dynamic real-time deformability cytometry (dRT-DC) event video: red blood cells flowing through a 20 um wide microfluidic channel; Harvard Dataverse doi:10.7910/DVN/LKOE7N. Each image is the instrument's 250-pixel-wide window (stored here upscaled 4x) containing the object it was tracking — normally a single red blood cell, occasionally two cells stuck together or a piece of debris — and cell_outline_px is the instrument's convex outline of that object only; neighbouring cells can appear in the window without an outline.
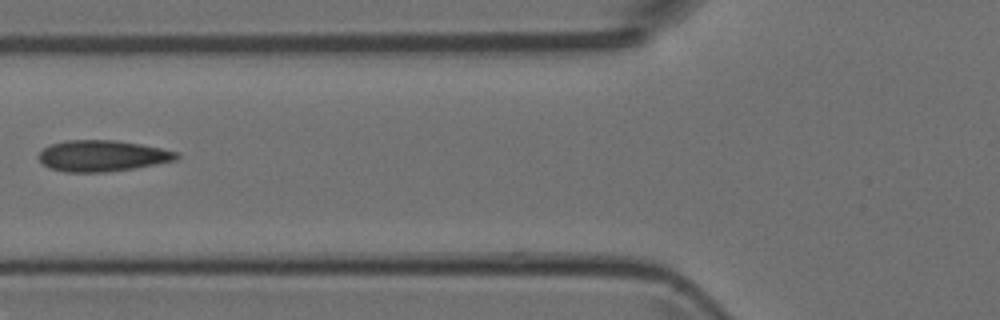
{"species": "Egyptian fruit bat (a non-hibernating species)", "species_latin": "Rousettus aegyptiacus", "temperature_condition": "room temperature", "stored_images_in_passage": 3, "camera_frame_rate_fps": 3000, "um_per_image_px": 0.085, "animal": {"sex": "female"}, "frame": {"image": 1, "passage_image": 3, "time_ms": 2.0, "image_size_px": [1000, 320], "cell_outline_px": [[180, 156], [176, 160], [132, 168], [104, 172], [64, 172], [52, 168], [44, 164], [36, 156], [48, 144], [68, 140], [116, 140], [140, 144], [180, 152]], "centroid_in_image_um": [8.68, 13.23], "position_along_channel_um": 117.1, "area_um2": 24.91}}